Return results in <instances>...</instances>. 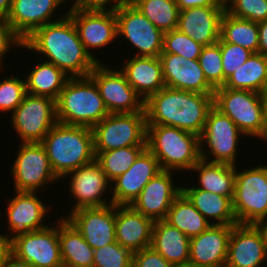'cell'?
Wrapping results in <instances>:
<instances>
[{
  "label": "cell",
  "mask_w": 267,
  "mask_h": 267,
  "mask_svg": "<svg viewBox=\"0 0 267 267\" xmlns=\"http://www.w3.org/2000/svg\"><path fill=\"white\" fill-rule=\"evenodd\" d=\"M233 225L211 224L190 238L188 267H225Z\"/></svg>",
  "instance_id": "cell-21"
},
{
  "label": "cell",
  "mask_w": 267,
  "mask_h": 267,
  "mask_svg": "<svg viewBox=\"0 0 267 267\" xmlns=\"http://www.w3.org/2000/svg\"><path fill=\"white\" fill-rule=\"evenodd\" d=\"M109 114L90 76L70 77L56 100L57 122L93 128Z\"/></svg>",
  "instance_id": "cell-4"
},
{
  "label": "cell",
  "mask_w": 267,
  "mask_h": 267,
  "mask_svg": "<svg viewBox=\"0 0 267 267\" xmlns=\"http://www.w3.org/2000/svg\"><path fill=\"white\" fill-rule=\"evenodd\" d=\"M66 1L70 0H13L6 21L24 41L36 29L64 18L67 12L62 14L59 19H52L56 9Z\"/></svg>",
  "instance_id": "cell-22"
},
{
  "label": "cell",
  "mask_w": 267,
  "mask_h": 267,
  "mask_svg": "<svg viewBox=\"0 0 267 267\" xmlns=\"http://www.w3.org/2000/svg\"><path fill=\"white\" fill-rule=\"evenodd\" d=\"M221 57L223 62L224 83L240 66H242L253 52L237 44L226 43L220 38Z\"/></svg>",
  "instance_id": "cell-43"
},
{
  "label": "cell",
  "mask_w": 267,
  "mask_h": 267,
  "mask_svg": "<svg viewBox=\"0 0 267 267\" xmlns=\"http://www.w3.org/2000/svg\"><path fill=\"white\" fill-rule=\"evenodd\" d=\"M28 72L27 77H25L27 94L46 96L55 101L70 78L64 71L47 61L38 62Z\"/></svg>",
  "instance_id": "cell-32"
},
{
  "label": "cell",
  "mask_w": 267,
  "mask_h": 267,
  "mask_svg": "<svg viewBox=\"0 0 267 267\" xmlns=\"http://www.w3.org/2000/svg\"><path fill=\"white\" fill-rule=\"evenodd\" d=\"M41 143L59 181L74 170L95 161L94 135L90 127L57 122Z\"/></svg>",
  "instance_id": "cell-3"
},
{
  "label": "cell",
  "mask_w": 267,
  "mask_h": 267,
  "mask_svg": "<svg viewBox=\"0 0 267 267\" xmlns=\"http://www.w3.org/2000/svg\"><path fill=\"white\" fill-rule=\"evenodd\" d=\"M190 171L198 172L197 185H199L195 188L227 196L233 200L236 166L200 159Z\"/></svg>",
  "instance_id": "cell-31"
},
{
  "label": "cell",
  "mask_w": 267,
  "mask_h": 267,
  "mask_svg": "<svg viewBox=\"0 0 267 267\" xmlns=\"http://www.w3.org/2000/svg\"><path fill=\"white\" fill-rule=\"evenodd\" d=\"M145 148L146 146H132L109 151H94L96 155L95 161L101 166L106 177L112 182L131 167Z\"/></svg>",
  "instance_id": "cell-37"
},
{
  "label": "cell",
  "mask_w": 267,
  "mask_h": 267,
  "mask_svg": "<svg viewBox=\"0 0 267 267\" xmlns=\"http://www.w3.org/2000/svg\"><path fill=\"white\" fill-rule=\"evenodd\" d=\"M182 192L194 207L211 223L216 225H236L233 201L227 196L211 193L202 189L182 187ZM215 222H213V221Z\"/></svg>",
  "instance_id": "cell-30"
},
{
  "label": "cell",
  "mask_w": 267,
  "mask_h": 267,
  "mask_svg": "<svg viewBox=\"0 0 267 267\" xmlns=\"http://www.w3.org/2000/svg\"><path fill=\"white\" fill-rule=\"evenodd\" d=\"M23 48L44 55L69 77H85L98 62L80 41L77 28L67 14L64 18L36 29L24 40Z\"/></svg>",
  "instance_id": "cell-1"
},
{
  "label": "cell",
  "mask_w": 267,
  "mask_h": 267,
  "mask_svg": "<svg viewBox=\"0 0 267 267\" xmlns=\"http://www.w3.org/2000/svg\"><path fill=\"white\" fill-rule=\"evenodd\" d=\"M69 192L76 200L70 214L83 208H97L112 204L111 199L103 197L106 189H111V181L106 177L101 166L96 162L82 166L67 174ZM110 188H109V187Z\"/></svg>",
  "instance_id": "cell-17"
},
{
  "label": "cell",
  "mask_w": 267,
  "mask_h": 267,
  "mask_svg": "<svg viewBox=\"0 0 267 267\" xmlns=\"http://www.w3.org/2000/svg\"><path fill=\"white\" fill-rule=\"evenodd\" d=\"M153 225L131 205H115L116 241L132 253L151 246Z\"/></svg>",
  "instance_id": "cell-25"
},
{
  "label": "cell",
  "mask_w": 267,
  "mask_h": 267,
  "mask_svg": "<svg viewBox=\"0 0 267 267\" xmlns=\"http://www.w3.org/2000/svg\"><path fill=\"white\" fill-rule=\"evenodd\" d=\"M241 136L245 135L237 125L227 115L213 106L207 115L205 127L199 136L201 159L207 162L236 166L237 147ZM204 144L210 150L206 151ZM210 155L213 157L211 158Z\"/></svg>",
  "instance_id": "cell-9"
},
{
  "label": "cell",
  "mask_w": 267,
  "mask_h": 267,
  "mask_svg": "<svg viewBox=\"0 0 267 267\" xmlns=\"http://www.w3.org/2000/svg\"><path fill=\"white\" fill-rule=\"evenodd\" d=\"M146 148L162 170H191L201 159L199 136L165 125H147Z\"/></svg>",
  "instance_id": "cell-5"
},
{
  "label": "cell",
  "mask_w": 267,
  "mask_h": 267,
  "mask_svg": "<svg viewBox=\"0 0 267 267\" xmlns=\"http://www.w3.org/2000/svg\"><path fill=\"white\" fill-rule=\"evenodd\" d=\"M13 0H0V19H6L12 8Z\"/></svg>",
  "instance_id": "cell-50"
},
{
  "label": "cell",
  "mask_w": 267,
  "mask_h": 267,
  "mask_svg": "<svg viewBox=\"0 0 267 267\" xmlns=\"http://www.w3.org/2000/svg\"><path fill=\"white\" fill-rule=\"evenodd\" d=\"M57 226L63 267H93L94 249L77 228L64 217L58 218Z\"/></svg>",
  "instance_id": "cell-29"
},
{
  "label": "cell",
  "mask_w": 267,
  "mask_h": 267,
  "mask_svg": "<svg viewBox=\"0 0 267 267\" xmlns=\"http://www.w3.org/2000/svg\"><path fill=\"white\" fill-rule=\"evenodd\" d=\"M198 62L203 70L207 82L214 89L224 86L220 39L215 44L203 46Z\"/></svg>",
  "instance_id": "cell-38"
},
{
  "label": "cell",
  "mask_w": 267,
  "mask_h": 267,
  "mask_svg": "<svg viewBox=\"0 0 267 267\" xmlns=\"http://www.w3.org/2000/svg\"><path fill=\"white\" fill-rule=\"evenodd\" d=\"M132 255L116 241L94 249L93 267H132Z\"/></svg>",
  "instance_id": "cell-40"
},
{
  "label": "cell",
  "mask_w": 267,
  "mask_h": 267,
  "mask_svg": "<svg viewBox=\"0 0 267 267\" xmlns=\"http://www.w3.org/2000/svg\"><path fill=\"white\" fill-rule=\"evenodd\" d=\"M7 267H38L30 263H24L21 261H17L9 257L7 262Z\"/></svg>",
  "instance_id": "cell-51"
},
{
  "label": "cell",
  "mask_w": 267,
  "mask_h": 267,
  "mask_svg": "<svg viewBox=\"0 0 267 267\" xmlns=\"http://www.w3.org/2000/svg\"><path fill=\"white\" fill-rule=\"evenodd\" d=\"M159 59L166 87L214 94L215 89L207 82L198 60L186 59L172 53H161Z\"/></svg>",
  "instance_id": "cell-23"
},
{
  "label": "cell",
  "mask_w": 267,
  "mask_h": 267,
  "mask_svg": "<svg viewBox=\"0 0 267 267\" xmlns=\"http://www.w3.org/2000/svg\"><path fill=\"white\" fill-rule=\"evenodd\" d=\"M259 47L258 53L267 56V19L258 23Z\"/></svg>",
  "instance_id": "cell-49"
},
{
  "label": "cell",
  "mask_w": 267,
  "mask_h": 267,
  "mask_svg": "<svg viewBox=\"0 0 267 267\" xmlns=\"http://www.w3.org/2000/svg\"><path fill=\"white\" fill-rule=\"evenodd\" d=\"M24 41L14 32L6 19H0V67L2 58L9 53V49L14 46L23 48ZM1 69V68H0Z\"/></svg>",
  "instance_id": "cell-45"
},
{
  "label": "cell",
  "mask_w": 267,
  "mask_h": 267,
  "mask_svg": "<svg viewBox=\"0 0 267 267\" xmlns=\"http://www.w3.org/2000/svg\"><path fill=\"white\" fill-rule=\"evenodd\" d=\"M7 206L8 230L7 237L46 228L45 216L51 211L36 192L14 191ZM44 220V222H43ZM13 234V235H12Z\"/></svg>",
  "instance_id": "cell-24"
},
{
  "label": "cell",
  "mask_w": 267,
  "mask_h": 267,
  "mask_svg": "<svg viewBox=\"0 0 267 267\" xmlns=\"http://www.w3.org/2000/svg\"><path fill=\"white\" fill-rule=\"evenodd\" d=\"M220 38L226 43L258 53L259 30L256 22L237 18L225 11L220 21Z\"/></svg>",
  "instance_id": "cell-35"
},
{
  "label": "cell",
  "mask_w": 267,
  "mask_h": 267,
  "mask_svg": "<svg viewBox=\"0 0 267 267\" xmlns=\"http://www.w3.org/2000/svg\"><path fill=\"white\" fill-rule=\"evenodd\" d=\"M117 37L123 36L137 50L134 56L159 57L163 50V32L131 2L115 10Z\"/></svg>",
  "instance_id": "cell-13"
},
{
  "label": "cell",
  "mask_w": 267,
  "mask_h": 267,
  "mask_svg": "<svg viewBox=\"0 0 267 267\" xmlns=\"http://www.w3.org/2000/svg\"><path fill=\"white\" fill-rule=\"evenodd\" d=\"M164 220L189 238L199 235L211 225L183 192L172 202Z\"/></svg>",
  "instance_id": "cell-33"
},
{
  "label": "cell",
  "mask_w": 267,
  "mask_h": 267,
  "mask_svg": "<svg viewBox=\"0 0 267 267\" xmlns=\"http://www.w3.org/2000/svg\"><path fill=\"white\" fill-rule=\"evenodd\" d=\"M63 217L77 228L93 249L116 242L114 204L79 209Z\"/></svg>",
  "instance_id": "cell-20"
},
{
  "label": "cell",
  "mask_w": 267,
  "mask_h": 267,
  "mask_svg": "<svg viewBox=\"0 0 267 267\" xmlns=\"http://www.w3.org/2000/svg\"><path fill=\"white\" fill-rule=\"evenodd\" d=\"M11 165L14 191L37 192L59 179L51 169L45 147L41 142L21 143Z\"/></svg>",
  "instance_id": "cell-12"
},
{
  "label": "cell",
  "mask_w": 267,
  "mask_h": 267,
  "mask_svg": "<svg viewBox=\"0 0 267 267\" xmlns=\"http://www.w3.org/2000/svg\"><path fill=\"white\" fill-rule=\"evenodd\" d=\"M11 114L12 128L16 130L21 143L42 142L57 123L56 101L46 96L26 94Z\"/></svg>",
  "instance_id": "cell-11"
},
{
  "label": "cell",
  "mask_w": 267,
  "mask_h": 267,
  "mask_svg": "<svg viewBox=\"0 0 267 267\" xmlns=\"http://www.w3.org/2000/svg\"><path fill=\"white\" fill-rule=\"evenodd\" d=\"M160 171L157 158L145 148L131 167L111 182V201L114 205H131L144 186Z\"/></svg>",
  "instance_id": "cell-18"
},
{
  "label": "cell",
  "mask_w": 267,
  "mask_h": 267,
  "mask_svg": "<svg viewBox=\"0 0 267 267\" xmlns=\"http://www.w3.org/2000/svg\"><path fill=\"white\" fill-rule=\"evenodd\" d=\"M122 66L120 71L144 102L166 87L159 57L133 56Z\"/></svg>",
  "instance_id": "cell-27"
},
{
  "label": "cell",
  "mask_w": 267,
  "mask_h": 267,
  "mask_svg": "<svg viewBox=\"0 0 267 267\" xmlns=\"http://www.w3.org/2000/svg\"><path fill=\"white\" fill-rule=\"evenodd\" d=\"M267 83V56L253 53L247 61L226 79L225 88L261 93Z\"/></svg>",
  "instance_id": "cell-34"
},
{
  "label": "cell",
  "mask_w": 267,
  "mask_h": 267,
  "mask_svg": "<svg viewBox=\"0 0 267 267\" xmlns=\"http://www.w3.org/2000/svg\"><path fill=\"white\" fill-rule=\"evenodd\" d=\"M233 210L238 224L259 225L267 221V164L237 169ZM238 170V171H237Z\"/></svg>",
  "instance_id": "cell-6"
},
{
  "label": "cell",
  "mask_w": 267,
  "mask_h": 267,
  "mask_svg": "<svg viewBox=\"0 0 267 267\" xmlns=\"http://www.w3.org/2000/svg\"><path fill=\"white\" fill-rule=\"evenodd\" d=\"M267 260L265 234L260 225L232 227L225 267H260Z\"/></svg>",
  "instance_id": "cell-16"
},
{
  "label": "cell",
  "mask_w": 267,
  "mask_h": 267,
  "mask_svg": "<svg viewBox=\"0 0 267 267\" xmlns=\"http://www.w3.org/2000/svg\"><path fill=\"white\" fill-rule=\"evenodd\" d=\"M225 6L194 7L179 11L177 29L202 46L220 39V21Z\"/></svg>",
  "instance_id": "cell-26"
},
{
  "label": "cell",
  "mask_w": 267,
  "mask_h": 267,
  "mask_svg": "<svg viewBox=\"0 0 267 267\" xmlns=\"http://www.w3.org/2000/svg\"><path fill=\"white\" fill-rule=\"evenodd\" d=\"M132 267H176V266L169 263L162 255H160L150 246L133 253Z\"/></svg>",
  "instance_id": "cell-44"
},
{
  "label": "cell",
  "mask_w": 267,
  "mask_h": 267,
  "mask_svg": "<svg viewBox=\"0 0 267 267\" xmlns=\"http://www.w3.org/2000/svg\"><path fill=\"white\" fill-rule=\"evenodd\" d=\"M203 46L178 29L163 34V50L161 53H172L186 59L198 60Z\"/></svg>",
  "instance_id": "cell-39"
},
{
  "label": "cell",
  "mask_w": 267,
  "mask_h": 267,
  "mask_svg": "<svg viewBox=\"0 0 267 267\" xmlns=\"http://www.w3.org/2000/svg\"><path fill=\"white\" fill-rule=\"evenodd\" d=\"M225 11L256 23L267 19V0H226Z\"/></svg>",
  "instance_id": "cell-42"
},
{
  "label": "cell",
  "mask_w": 267,
  "mask_h": 267,
  "mask_svg": "<svg viewBox=\"0 0 267 267\" xmlns=\"http://www.w3.org/2000/svg\"><path fill=\"white\" fill-rule=\"evenodd\" d=\"M26 92L25 79L6 77L0 81V111L1 113H12L23 101Z\"/></svg>",
  "instance_id": "cell-41"
},
{
  "label": "cell",
  "mask_w": 267,
  "mask_h": 267,
  "mask_svg": "<svg viewBox=\"0 0 267 267\" xmlns=\"http://www.w3.org/2000/svg\"><path fill=\"white\" fill-rule=\"evenodd\" d=\"M10 257L38 267H63L58 227L52 225L12 236Z\"/></svg>",
  "instance_id": "cell-10"
},
{
  "label": "cell",
  "mask_w": 267,
  "mask_h": 267,
  "mask_svg": "<svg viewBox=\"0 0 267 267\" xmlns=\"http://www.w3.org/2000/svg\"><path fill=\"white\" fill-rule=\"evenodd\" d=\"M261 227H262V230L265 234V238H266V245H267V221L266 222H263L261 224H259Z\"/></svg>",
  "instance_id": "cell-54"
},
{
  "label": "cell",
  "mask_w": 267,
  "mask_h": 267,
  "mask_svg": "<svg viewBox=\"0 0 267 267\" xmlns=\"http://www.w3.org/2000/svg\"><path fill=\"white\" fill-rule=\"evenodd\" d=\"M163 33L177 29L179 8L176 0H130Z\"/></svg>",
  "instance_id": "cell-36"
},
{
  "label": "cell",
  "mask_w": 267,
  "mask_h": 267,
  "mask_svg": "<svg viewBox=\"0 0 267 267\" xmlns=\"http://www.w3.org/2000/svg\"><path fill=\"white\" fill-rule=\"evenodd\" d=\"M265 121H264V140L267 141V104H264Z\"/></svg>",
  "instance_id": "cell-52"
},
{
  "label": "cell",
  "mask_w": 267,
  "mask_h": 267,
  "mask_svg": "<svg viewBox=\"0 0 267 267\" xmlns=\"http://www.w3.org/2000/svg\"><path fill=\"white\" fill-rule=\"evenodd\" d=\"M89 76L97 85L109 113L145 112L143 99L117 68L98 63Z\"/></svg>",
  "instance_id": "cell-14"
},
{
  "label": "cell",
  "mask_w": 267,
  "mask_h": 267,
  "mask_svg": "<svg viewBox=\"0 0 267 267\" xmlns=\"http://www.w3.org/2000/svg\"><path fill=\"white\" fill-rule=\"evenodd\" d=\"M92 131L94 151L146 146V113H109Z\"/></svg>",
  "instance_id": "cell-8"
},
{
  "label": "cell",
  "mask_w": 267,
  "mask_h": 267,
  "mask_svg": "<svg viewBox=\"0 0 267 267\" xmlns=\"http://www.w3.org/2000/svg\"><path fill=\"white\" fill-rule=\"evenodd\" d=\"M151 247L176 267H188L190 238L164 219L154 221Z\"/></svg>",
  "instance_id": "cell-28"
},
{
  "label": "cell",
  "mask_w": 267,
  "mask_h": 267,
  "mask_svg": "<svg viewBox=\"0 0 267 267\" xmlns=\"http://www.w3.org/2000/svg\"><path fill=\"white\" fill-rule=\"evenodd\" d=\"M10 257V238L0 233V267H7Z\"/></svg>",
  "instance_id": "cell-48"
},
{
  "label": "cell",
  "mask_w": 267,
  "mask_h": 267,
  "mask_svg": "<svg viewBox=\"0 0 267 267\" xmlns=\"http://www.w3.org/2000/svg\"><path fill=\"white\" fill-rule=\"evenodd\" d=\"M214 94H200L164 87L144 102L147 125H165L200 136Z\"/></svg>",
  "instance_id": "cell-2"
},
{
  "label": "cell",
  "mask_w": 267,
  "mask_h": 267,
  "mask_svg": "<svg viewBox=\"0 0 267 267\" xmlns=\"http://www.w3.org/2000/svg\"><path fill=\"white\" fill-rule=\"evenodd\" d=\"M176 3L179 11L194 7L225 6L224 0H176Z\"/></svg>",
  "instance_id": "cell-47"
},
{
  "label": "cell",
  "mask_w": 267,
  "mask_h": 267,
  "mask_svg": "<svg viewBox=\"0 0 267 267\" xmlns=\"http://www.w3.org/2000/svg\"><path fill=\"white\" fill-rule=\"evenodd\" d=\"M173 174V171H160L144 186L131 206L153 221L165 219L172 202L182 192V187L174 186Z\"/></svg>",
  "instance_id": "cell-19"
},
{
  "label": "cell",
  "mask_w": 267,
  "mask_h": 267,
  "mask_svg": "<svg viewBox=\"0 0 267 267\" xmlns=\"http://www.w3.org/2000/svg\"><path fill=\"white\" fill-rule=\"evenodd\" d=\"M67 14L73 20L80 41L87 52L98 62L92 49L107 47L117 39V20L115 11L69 9ZM92 48V49H91Z\"/></svg>",
  "instance_id": "cell-15"
},
{
  "label": "cell",
  "mask_w": 267,
  "mask_h": 267,
  "mask_svg": "<svg viewBox=\"0 0 267 267\" xmlns=\"http://www.w3.org/2000/svg\"><path fill=\"white\" fill-rule=\"evenodd\" d=\"M261 96L263 99V104H267V83L264 86V89L261 92Z\"/></svg>",
  "instance_id": "cell-53"
},
{
  "label": "cell",
  "mask_w": 267,
  "mask_h": 267,
  "mask_svg": "<svg viewBox=\"0 0 267 267\" xmlns=\"http://www.w3.org/2000/svg\"><path fill=\"white\" fill-rule=\"evenodd\" d=\"M74 3L70 9H80V10H99L106 11L111 10L115 11L122 4L130 2V0H72ZM113 3V5H112ZM111 4V5H109ZM111 6V8H106Z\"/></svg>",
  "instance_id": "cell-46"
},
{
  "label": "cell",
  "mask_w": 267,
  "mask_h": 267,
  "mask_svg": "<svg viewBox=\"0 0 267 267\" xmlns=\"http://www.w3.org/2000/svg\"><path fill=\"white\" fill-rule=\"evenodd\" d=\"M214 106L244 135L264 139L265 112L261 93L220 87L214 91Z\"/></svg>",
  "instance_id": "cell-7"
}]
</instances>
